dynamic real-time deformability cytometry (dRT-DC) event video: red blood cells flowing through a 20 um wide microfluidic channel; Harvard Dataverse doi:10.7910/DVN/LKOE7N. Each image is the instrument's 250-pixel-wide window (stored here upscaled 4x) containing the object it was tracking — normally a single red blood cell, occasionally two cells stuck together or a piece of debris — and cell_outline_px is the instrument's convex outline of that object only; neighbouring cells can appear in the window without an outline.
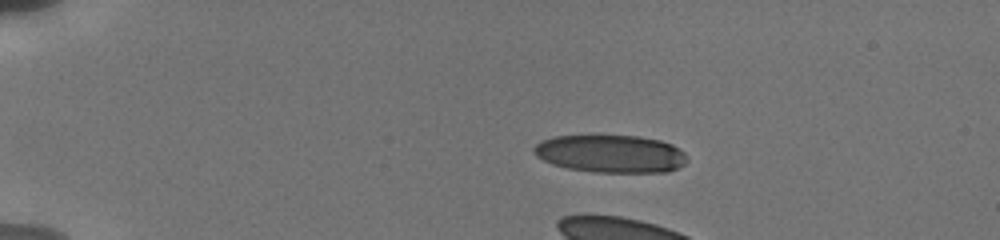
{"species": "human", "species_latin": "Homo sapiens", "temperature_condition": "cold", "stored_images_in_passage": 9, "camera_frame_rate_fps": 3000, "um_per_image_px": 0.085, "donor": {"sex": "male"}, "frame": {"image": 1, "passage_image": 4, "time_ms": 3.0, "image_size_px": [1000, 240], "cell_outline_px": [[688, 160], [684, 164], [668, 172], [596, 172], [568, 168], [552, 164], [536, 156], [532, 152], [532, 148], [540, 140], [552, 136], [640, 136], [660, 140], [672, 144], [680, 148], [688, 156]], "centroid_in_image_um": [51.91, 13.06], "position_along_channel_um": 33.1, "area_um2": 33.87}}